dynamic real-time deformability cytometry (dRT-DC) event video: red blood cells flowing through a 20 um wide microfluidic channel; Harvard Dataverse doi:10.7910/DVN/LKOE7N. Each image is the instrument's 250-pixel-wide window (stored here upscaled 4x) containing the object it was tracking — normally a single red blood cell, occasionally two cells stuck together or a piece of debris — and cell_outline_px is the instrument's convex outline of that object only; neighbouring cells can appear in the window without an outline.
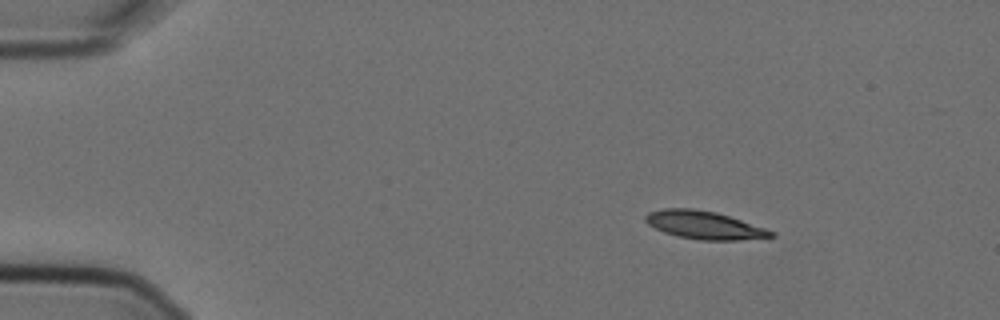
{"species": "Egyptian fruit bat (a non-hibernating species)", "species_latin": "Rousettus aegyptiacus", "temperature_condition": "cold", "stored_images_in_passage": 9, "camera_frame_rate_fps": 3000, "um_per_image_px": 0.085, "animal": {"sex": "female"}, "frame": {"image": 1, "passage_image": 1, "time_ms": 0.0, "image_size_px": [1000, 320], "cell_outline_px": [[776, 236], [740, 240], [700, 240], [676, 236], [664, 232], [648, 224], [644, 220], [644, 216], [648, 212], [664, 208], [692, 208], [716, 212], [776, 232]], "centroid_in_image_um": [59.83, 19.13], "position_along_channel_um": 25.2, "area_um2": 20.4}}
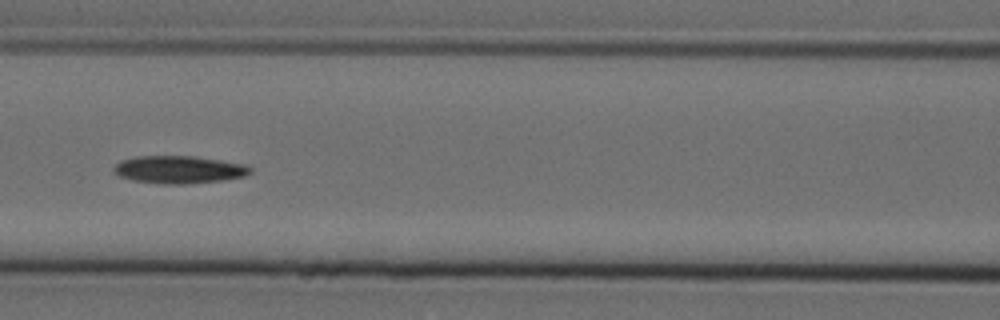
{"frame": {"image": 2, "passage_image": 6, "time_ms": 1.667, "image_size_px": [1000, 320], "cell_outline_px": [[252, 172], [244, 176], [224, 180], [188, 184], [164, 184], [132, 180], [120, 176], [112, 168], [120, 160], [136, 156], [192, 156], [248, 164], [252, 168]], "centroid_in_image_um": [15.24, 14.41], "position_along_channel_um": 151.4, "area_um2": 22.08}}
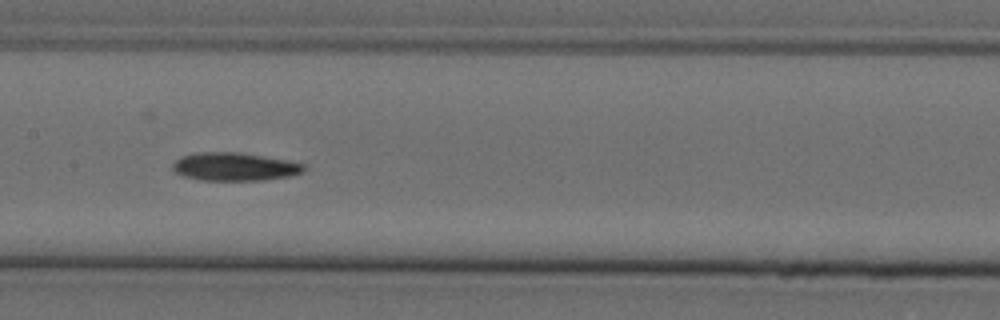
{"frame": {"image": 3, "passage_image": 7, "time_ms": 2.0, "image_size_px": [1000, 320], "cell_outline_px": [[308, 168], [304, 172], [292, 176], [264, 180], [200, 180], [184, 176], [176, 172], [172, 168], [172, 164], [180, 156], [196, 152], [240, 152], [284, 160], [304, 164]], "centroid_in_image_um": [19.95, 14.17], "position_along_channel_um": 187.5, "area_um2": 21.62}}